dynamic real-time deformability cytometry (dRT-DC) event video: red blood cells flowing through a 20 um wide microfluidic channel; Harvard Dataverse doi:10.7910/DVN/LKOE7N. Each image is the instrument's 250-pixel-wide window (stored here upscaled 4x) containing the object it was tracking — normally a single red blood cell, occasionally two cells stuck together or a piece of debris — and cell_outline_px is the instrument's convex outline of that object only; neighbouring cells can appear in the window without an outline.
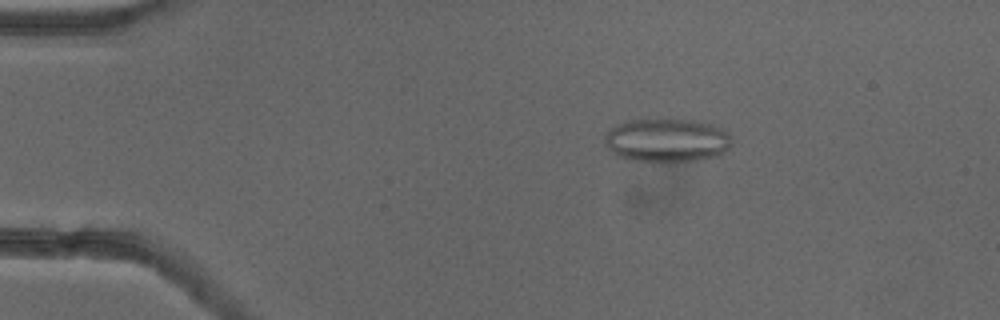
{"species": "common noctule bat (a hibernating species)", "species_latin": "Nyctalus noctula", "temperature_condition": "cold", "stored_images_in_passage": 53, "segment_of_instrument_passage": [1, 2], "camera_frame_rate_fps": 3000, "um_per_image_px": 0.085, "animal": {"sex": "female"}, "frame": {"image": 1, "passage_image": 10, "time_ms": 3.0, "image_size_px": [1000, 320], "cell_outline_px": [[732, 144], [724, 152], [716, 156], [704, 160], [628, 160], [616, 156], [604, 144], [604, 136], [616, 124], [628, 120], [648, 116], [668, 116], [692, 120], [712, 124], [728, 132], [732, 136]], "centroid_in_image_um": [56.67, 11.85], "position_along_channel_um": 28.3, "area_um2": 33.29}}